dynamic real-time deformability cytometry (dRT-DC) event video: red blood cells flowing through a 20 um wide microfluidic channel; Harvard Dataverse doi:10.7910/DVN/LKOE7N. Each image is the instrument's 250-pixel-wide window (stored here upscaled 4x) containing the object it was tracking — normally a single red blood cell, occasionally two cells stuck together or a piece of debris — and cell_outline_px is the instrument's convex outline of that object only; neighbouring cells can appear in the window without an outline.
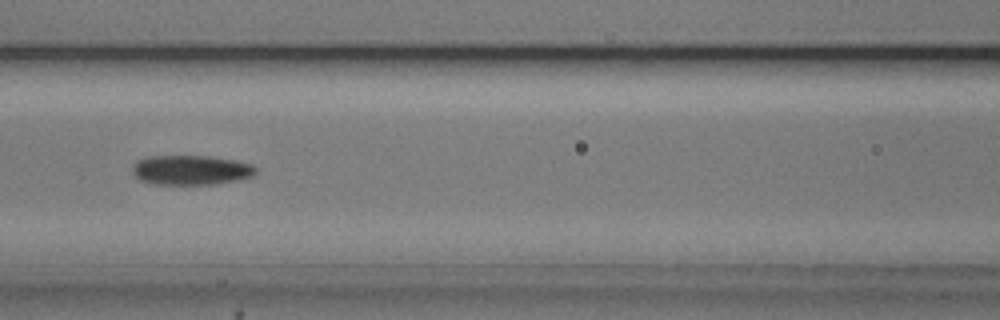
{"species": "common noctule bat (a hibernating species)", "species_latin": "Nyctalus noctula", "temperature_condition": "cold", "stored_images_in_passage": 53, "camera_frame_rate_fps": 3000, "um_per_image_px": 0.085, "animal": {"sex": "male", "body_mass_g": 20.5, "forearm_length_mm": 52.5}, "frame": {"image": 1, "passage_image": 23, "time_ms": 7.333, "image_size_px": [1000, 320], "cell_outline_px": [[256, 172], [252, 176], [236, 180], [216, 184], [152, 184], [140, 180], [132, 172], [132, 164], [136, 160], [148, 156], [208, 156], [236, 160], [252, 164], [256, 168]], "centroid_in_image_um": [16.2, 14.45], "position_along_channel_um": 150.4, "area_um2": 21.44}}
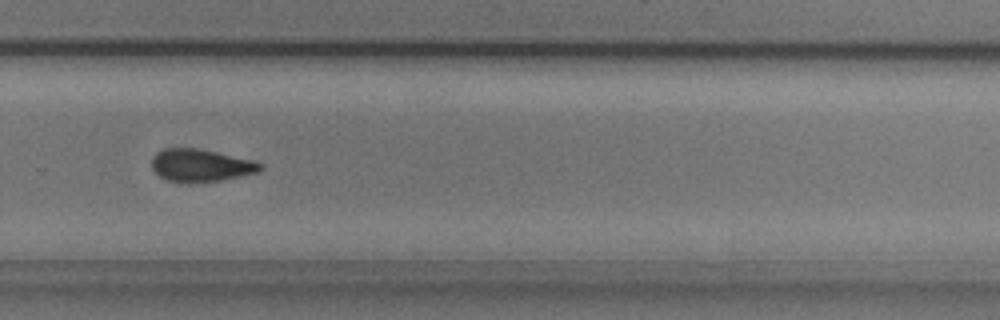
{"frame": {"image": 2, "passage_image": 36, "time_ms": 11.667, "image_size_px": [1000, 320], "cell_outline_px": [[264, 168], [260, 172], [220, 180], [188, 184], [168, 180], [160, 176], [152, 168], [152, 156], [156, 152], [164, 148], [196, 148], [256, 160], [264, 164]], "centroid_in_image_um": [17.1, 14.06], "position_along_channel_um": 312.7, "area_um2": 20.92}}
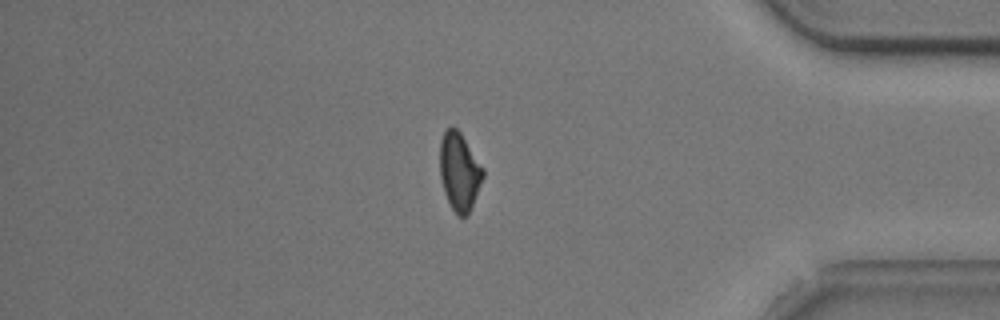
{"frame": {"image": 3, "passage_image": 45, "time_ms": 14.667, "image_size_px": [1000, 320], "cell_outline_px": [[484, 176], [468, 216], [456, 216], [444, 192], [440, 176], [440, 140], [444, 132], [452, 124], [460, 132], [484, 168]], "centroid_in_image_um": [39.05, 14.58], "position_along_channel_um": 396.2, "area_um2": 19.65}}